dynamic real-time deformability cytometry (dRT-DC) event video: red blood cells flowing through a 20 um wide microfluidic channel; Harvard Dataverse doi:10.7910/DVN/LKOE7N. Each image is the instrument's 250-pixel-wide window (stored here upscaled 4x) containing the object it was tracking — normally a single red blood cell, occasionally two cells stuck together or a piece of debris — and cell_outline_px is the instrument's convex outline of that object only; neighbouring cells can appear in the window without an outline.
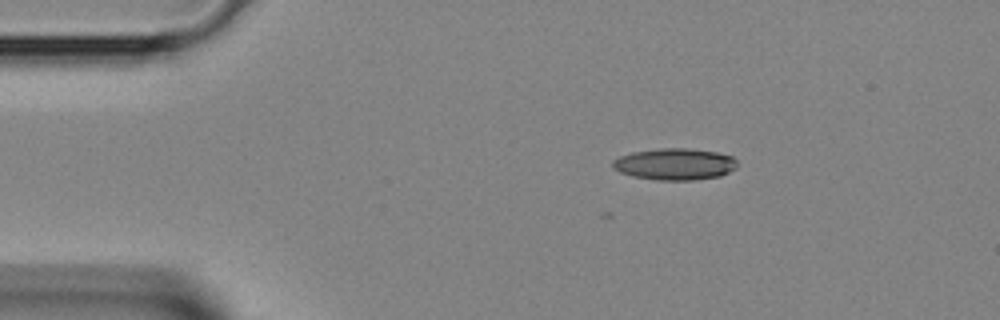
{"species": "Egyptian fruit bat (a non-hibernating species)", "species_latin": "Rousettus aegyptiacus", "temperature_condition": "room temperature", "stored_images_in_passage": 3, "camera_frame_rate_fps": 3000, "um_per_image_px": 0.085, "animal": {"sex": "female"}, "frame": {"image": 1, "passage_image": 2, "time_ms": 0.333, "image_size_px": [1000, 320], "cell_outline_px": [[736, 168], [720, 176], [696, 180], [656, 180], [632, 176], [620, 172], [612, 168], [612, 160], [620, 156], [632, 152], [660, 148], [688, 148], [716, 152], [732, 156], [736, 160]], "centroid_in_image_um": [57.34, 13.95], "position_along_channel_um": 27.7, "area_um2": 23.06}}